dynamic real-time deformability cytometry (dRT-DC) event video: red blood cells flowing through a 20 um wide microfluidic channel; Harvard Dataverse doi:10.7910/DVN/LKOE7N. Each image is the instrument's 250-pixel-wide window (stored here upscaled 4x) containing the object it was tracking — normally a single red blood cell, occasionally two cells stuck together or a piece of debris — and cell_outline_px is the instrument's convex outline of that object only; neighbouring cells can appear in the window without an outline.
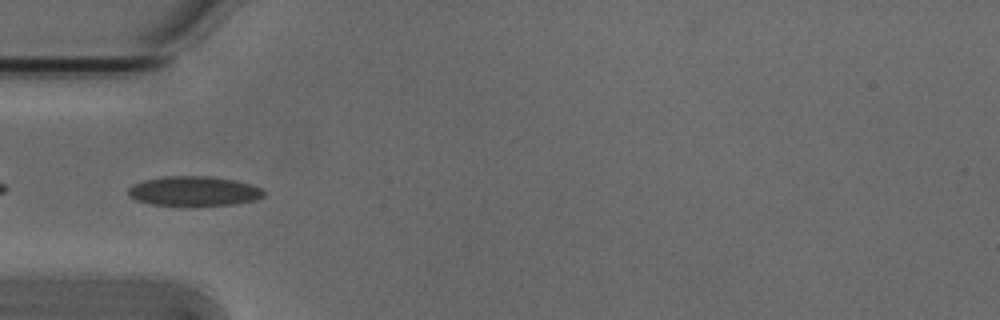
{"species": "Egyptian fruit bat (a non-hibernating species)", "species_latin": "Rousettus aegyptiacus", "temperature_condition": "cold", "stored_images_in_passage": 6, "camera_frame_rate_fps": 3000, "um_per_image_px": 0.085, "animal": {"sex": "male"}, "frame": {"image": 1, "passage_image": 4, "time_ms": 1.0, "image_size_px": [1000, 320], "cell_outline_px": [[264, 196], [256, 200], [236, 204], [192, 208], [188, 208], [148, 204], [136, 200], [128, 196], [128, 188], [132, 184], [144, 180], [164, 176], [208, 176], [236, 180], [252, 184], [264, 188]], "centroid_in_image_um": [16.49, 16.29], "position_along_channel_um": 68.5, "area_um2": 24.62}}
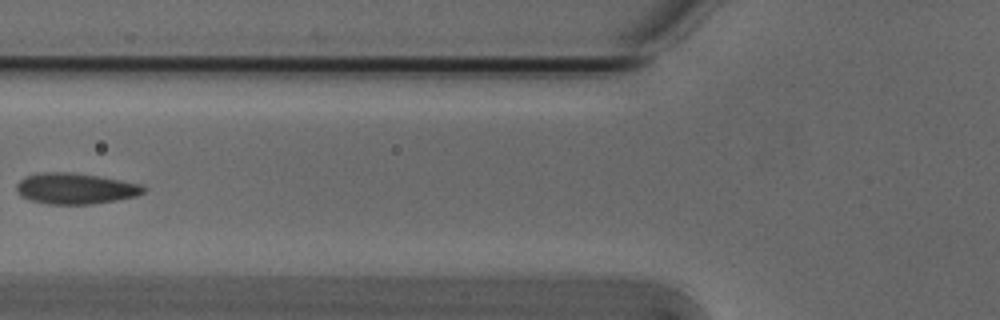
{"frame": {"image": 2, "passage_image": 5, "time_ms": 1.333, "image_size_px": [1000, 320], "cell_outline_px": [[148, 188], [144, 192], [136, 196], [116, 200], [92, 204], [48, 204], [28, 200], [20, 196], [16, 192], [16, 184], [24, 176], [40, 172], [72, 172], [100, 176], [140, 184]], "centroid_in_image_um": [6.37, 16.02], "position_along_channel_um": 119.4, "area_um2": 23.18}}